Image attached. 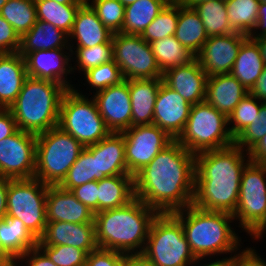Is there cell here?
<instances>
[{
	"mask_svg": "<svg viewBox=\"0 0 266 266\" xmlns=\"http://www.w3.org/2000/svg\"><path fill=\"white\" fill-rule=\"evenodd\" d=\"M266 233V218L264 219V221L248 236H250V238L253 239V241L255 240H261L263 238V234L265 236Z\"/></svg>",
	"mask_w": 266,
	"mask_h": 266,
	"instance_id": "94428289",
	"label": "cell"
},
{
	"mask_svg": "<svg viewBox=\"0 0 266 266\" xmlns=\"http://www.w3.org/2000/svg\"><path fill=\"white\" fill-rule=\"evenodd\" d=\"M92 97L106 127L111 132L121 133L132 126V105L128 80L100 90Z\"/></svg>",
	"mask_w": 266,
	"mask_h": 266,
	"instance_id": "2e32d148",
	"label": "cell"
},
{
	"mask_svg": "<svg viewBox=\"0 0 266 266\" xmlns=\"http://www.w3.org/2000/svg\"><path fill=\"white\" fill-rule=\"evenodd\" d=\"M121 133L125 141L127 169L133 176L174 140L154 124L131 126Z\"/></svg>",
	"mask_w": 266,
	"mask_h": 266,
	"instance_id": "5bb4252c",
	"label": "cell"
},
{
	"mask_svg": "<svg viewBox=\"0 0 266 266\" xmlns=\"http://www.w3.org/2000/svg\"><path fill=\"white\" fill-rule=\"evenodd\" d=\"M37 20L48 22L68 35L71 33L76 14L82 5L59 4L53 0H34Z\"/></svg>",
	"mask_w": 266,
	"mask_h": 266,
	"instance_id": "836d02e7",
	"label": "cell"
},
{
	"mask_svg": "<svg viewBox=\"0 0 266 266\" xmlns=\"http://www.w3.org/2000/svg\"><path fill=\"white\" fill-rule=\"evenodd\" d=\"M167 4H183L184 0H164Z\"/></svg>",
	"mask_w": 266,
	"mask_h": 266,
	"instance_id": "03108f58",
	"label": "cell"
},
{
	"mask_svg": "<svg viewBox=\"0 0 266 266\" xmlns=\"http://www.w3.org/2000/svg\"><path fill=\"white\" fill-rule=\"evenodd\" d=\"M85 147L59 126L36 135L34 178L59 185Z\"/></svg>",
	"mask_w": 266,
	"mask_h": 266,
	"instance_id": "8992f818",
	"label": "cell"
},
{
	"mask_svg": "<svg viewBox=\"0 0 266 266\" xmlns=\"http://www.w3.org/2000/svg\"><path fill=\"white\" fill-rule=\"evenodd\" d=\"M2 16L21 37L37 22L34 0H8L0 10Z\"/></svg>",
	"mask_w": 266,
	"mask_h": 266,
	"instance_id": "8d00e7d4",
	"label": "cell"
},
{
	"mask_svg": "<svg viewBox=\"0 0 266 266\" xmlns=\"http://www.w3.org/2000/svg\"><path fill=\"white\" fill-rule=\"evenodd\" d=\"M162 82V78L128 80L132 126L153 124L155 100Z\"/></svg>",
	"mask_w": 266,
	"mask_h": 266,
	"instance_id": "484cf974",
	"label": "cell"
},
{
	"mask_svg": "<svg viewBox=\"0 0 266 266\" xmlns=\"http://www.w3.org/2000/svg\"><path fill=\"white\" fill-rule=\"evenodd\" d=\"M48 185L36 178L8 179L7 217L21 220L39 239L47 224L46 195Z\"/></svg>",
	"mask_w": 266,
	"mask_h": 266,
	"instance_id": "30bf717a",
	"label": "cell"
},
{
	"mask_svg": "<svg viewBox=\"0 0 266 266\" xmlns=\"http://www.w3.org/2000/svg\"><path fill=\"white\" fill-rule=\"evenodd\" d=\"M143 253L155 266H191L197 260L172 213H158L153 219Z\"/></svg>",
	"mask_w": 266,
	"mask_h": 266,
	"instance_id": "ba28073f",
	"label": "cell"
},
{
	"mask_svg": "<svg viewBox=\"0 0 266 266\" xmlns=\"http://www.w3.org/2000/svg\"><path fill=\"white\" fill-rule=\"evenodd\" d=\"M57 266H84L87 253L68 245H37Z\"/></svg>",
	"mask_w": 266,
	"mask_h": 266,
	"instance_id": "ee69618b",
	"label": "cell"
},
{
	"mask_svg": "<svg viewBox=\"0 0 266 266\" xmlns=\"http://www.w3.org/2000/svg\"><path fill=\"white\" fill-rule=\"evenodd\" d=\"M135 1H137V0H119V2H120L121 4H123L124 6L131 5V4L134 3Z\"/></svg>",
	"mask_w": 266,
	"mask_h": 266,
	"instance_id": "003e7915",
	"label": "cell"
},
{
	"mask_svg": "<svg viewBox=\"0 0 266 266\" xmlns=\"http://www.w3.org/2000/svg\"><path fill=\"white\" fill-rule=\"evenodd\" d=\"M206 29L207 36H218L234 33L228 21L225 1L209 0L194 7Z\"/></svg>",
	"mask_w": 266,
	"mask_h": 266,
	"instance_id": "e575fe53",
	"label": "cell"
},
{
	"mask_svg": "<svg viewBox=\"0 0 266 266\" xmlns=\"http://www.w3.org/2000/svg\"><path fill=\"white\" fill-rule=\"evenodd\" d=\"M196 155L173 140L134 175L135 197L158 213L193 204Z\"/></svg>",
	"mask_w": 266,
	"mask_h": 266,
	"instance_id": "6da1fadb",
	"label": "cell"
},
{
	"mask_svg": "<svg viewBox=\"0 0 266 266\" xmlns=\"http://www.w3.org/2000/svg\"><path fill=\"white\" fill-rule=\"evenodd\" d=\"M179 17V4H167L157 17L146 27L141 37L149 44L174 36Z\"/></svg>",
	"mask_w": 266,
	"mask_h": 266,
	"instance_id": "f35d334b",
	"label": "cell"
},
{
	"mask_svg": "<svg viewBox=\"0 0 266 266\" xmlns=\"http://www.w3.org/2000/svg\"><path fill=\"white\" fill-rule=\"evenodd\" d=\"M172 214L181 222L196 258H216L224 254H239L244 250L241 249V236L230 224L235 223L232 214L201 210L193 204Z\"/></svg>",
	"mask_w": 266,
	"mask_h": 266,
	"instance_id": "277c9868",
	"label": "cell"
},
{
	"mask_svg": "<svg viewBox=\"0 0 266 266\" xmlns=\"http://www.w3.org/2000/svg\"><path fill=\"white\" fill-rule=\"evenodd\" d=\"M176 140L194 155L234 144L228 117L206 101L191 106L188 121Z\"/></svg>",
	"mask_w": 266,
	"mask_h": 266,
	"instance_id": "52a82bcc",
	"label": "cell"
},
{
	"mask_svg": "<svg viewBox=\"0 0 266 266\" xmlns=\"http://www.w3.org/2000/svg\"><path fill=\"white\" fill-rule=\"evenodd\" d=\"M8 0H0V10Z\"/></svg>",
	"mask_w": 266,
	"mask_h": 266,
	"instance_id": "89a4df30",
	"label": "cell"
},
{
	"mask_svg": "<svg viewBox=\"0 0 266 266\" xmlns=\"http://www.w3.org/2000/svg\"><path fill=\"white\" fill-rule=\"evenodd\" d=\"M125 266H155L144 253L125 254Z\"/></svg>",
	"mask_w": 266,
	"mask_h": 266,
	"instance_id": "6f0895ef",
	"label": "cell"
},
{
	"mask_svg": "<svg viewBox=\"0 0 266 266\" xmlns=\"http://www.w3.org/2000/svg\"><path fill=\"white\" fill-rule=\"evenodd\" d=\"M134 198L133 175L109 176L98 180V212L122 207Z\"/></svg>",
	"mask_w": 266,
	"mask_h": 266,
	"instance_id": "83f0119b",
	"label": "cell"
},
{
	"mask_svg": "<svg viewBox=\"0 0 266 266\" xmlns=\"http://www.w3.org/2000/svg\"><path fill=\"white\" fill-rule=\"evenodd\" d=\"M266 135V102H261L257 118L249 124L235 139L234 144L249 151Z\"/></svg>",
	"mask_w": 266,
	"mask_h": 266,
	"instance_id": "f6af8a7d",
	"label": "cell"
},
{
	"mask_svg": "<svg viewBox=\"0 0 266 266\" xmlns=\"http://www.w3.org/2000/svg\"><path fill=\"white\" fill-rule=\"evenodd\" d=\"M97 13L103 25L113 34L120 33L124 22L125 6L119 0H86Z\"/></svg>",
	"mask_w": 266,
	"mask_h": 266,
	"instance_id": "7bdbcfd3",
	"label": "cell"
},
{
	"mask_svg": "<svg viewBox=\"0 0 266 266\" xmlns=\"http://www.w3.org/2000/svg\"><path fill=\"white\" fill-rule=\"evenodd\" d=\"M85 148L96 158L97 181L109 176L131 175L126 165L122 133L111 132L98 143Z\"/></svg>",
	"mask_w": 266,
	"mask_h": 266,
	"instance_id": "7402d4cb",
	"label": "cell"
},
{
	"mask_svg": "<svg viewBox=\"0 0 266 266\" xmlns=\"http://www.w3.org/2000/svg\"><path fill=\"white\" fill-rule=\"evenodd\" d=\"M261 256L253 247H245L238 254V260L235 266H266V261Z\"/></svg>",
	"mask_w": 266,
	"mask_h": 266,
	"instance_id": "816d5d0a",
	"label": "cell"
},
{
	"mask_svg": "<svg viewBox=\"0 0 266 266\" xmlns=\"http://www.w3.org/2000/svg\"><path fill=\"white\" fill-rule=\"evenodd\" d=\"M18 130L9 108H0V140L13 135Z\"/></svg>",
	"mask_w": 266,
	"mask_h": 266,
	"instance_id": "f907efd6",
	"label": "cell"
},
{
	"mask_svg": "<svg viewBox=\"0 0 266 266\" xmlns=\"http://www.w3.org/2000/svg\"><path fill=\"white\" fill-rule=\"evenodd\" d=\"M25 264L26 266H57L38 246L29 249L17 261V266H24Z\"/></svg>",
	"mask_w": 266,
	"mask_h": 266,
	"instance_id": "681fc988",
	"label": "cell"
},
{
	"mask_svg": "<svg viewBox=\"0 0 266 266\" xmlns=\"http://www.w3.org/2000/svg\"><path fill=\"white\" fill-rule=\"evenodd\" d=\"M78 88L68 89L61 101L58 126L84 147L94 145L111 131L98 112L95 100Z\"/></svg>",
	"mask_w": 266,
	"mask_h": 266,
	"instance_id": "9c48e42d",
	"label": "cell"
},
{
	"mask_svg": "<svg viewBox=\"0 0 266 266\" xmlns=\"http://www.w3.org/2000/svg\"><path fill=\"white\" fill-rule=\"evenodd\" d=\"M259 0H225L228 21L235 32L249 36L258 20Z\"/></svg>",
	"mask_w": 266,
	"mask_h": 266,
	"instance_id": "d590c367",
	"label": "cell"
},
{
	"mask_svg": "<svg viewBox=\"0 0 266 266\" xmlns=\"http://www.w3.org/2000/svg\"><path fill=\"white\" fill-rule=\"evenodd\" d=\"M261 101L250 93L246 95L228 116V127L235 139L249 124L257 118ZM232 125V126H231Z\"/></svg>",
	"mask_w": 266,
	"mask_h": 266,
	"instance_id": "60d3db41",
	"label": "cell"
},
{
	"mask_svg": "<svg viewBox=\"0 0 266 266\" xmlns=\"http://www.w3.org/2000/svg\"><path fill=\"white\" fill-rule=\"evenodd\" d=\"M150 44L162 73L170 68L189 64L196 59V55L179 43L175 36H168Z\"/></svg>",
	"mask_w": 266,
	"mask_h": 266,
	"instance_id": "d6a6232c",
	"label": "cell"
},
{
	"mask_svg": "<svg viewBox=\"0 0 266 266\" xmlns=\"http://www.w3.org/2000/svg\"><path fill=\"white\" fill-rule=\"evenodd\" d=\"M17 261L0 240V266H17Z\"/></svg>",
	"mask_w": 266,
	"mask_h": 266,
	"instance_id": "91938a15",
	"label": "cell"
},
{
	"mask_svg": "<svg viewBox=\"0 0 266 266\" xmlns=\"http://www.w3.org/2000/svg\"><path fill=\"white\" fill-rule=\"evenodd\" d=\"M179 43L195 55L208 39L206 29L194 8L179 4V17L174 35Z\"/></svg>",
	"mask_w": 266,
	"mask_h": 266,
	"instance_id": "f546056e",
	"label": "cell"
},
{
	"mask_svg": "<svg viewBox=\"0 0 266 266\" xmlns=\"http://www.w3.org/2000/svg\"><path fill=\"white\" fill-rule=\"evenodd\" d=\"M90 181H97L96 158L85 148L59 186L71 191L73 188Z\"/></svg>",
	"mask_w": 266,
	"mask_h": 266,
	"instance_id": "74e56055",
	"label": "cell"
},
{
	"mask_svg": "<svg viewBox=\"0 0 266 266\" xmlns=\"http://www.w3.org/2000/svg\"><path fill=\"white\" fill-rule=\"evenodd\" d=\"M83 75L89 90L90 86L91 90H93L91 93H96L109 86L117 85L125 80L119 66L114 62V60L89 69Z\"/></svg>",
	"mask_w": 266,
	"mask_h": 266,
	"instance_id": "b9f144b4",
	"label": "cell"
},
{
	"mask_svg": "<svg viewBox=\"0 0 266 266\" xmlns=\"http://www.w3.org/2000/svg\"><path fill=\"white\" fill-rule=\"evenodd\" d=\"M71 49L39 50L28 53L24 59L27 76L60 83L68 89H74L72 81ZM69 75V77H68Z\"/></svg>",
	"mask_w": 266,
	"mask_h": 266,
	"instance_id": "e0dca14e",
	"label": "cell"
},
{
	"mask_svg": "<svg viewBox=\"0 0 266 266\" xmlns=\"http://www.w3.org/2000/svg\"><path fill=\"white\" fill-rule=\"evenodd\" d=\"M8 179L0 177V219L7 216Z\"/></svg>",
	"mask_w": 266,
	"mask_h": 266,
	"instance_id": "680465c9",
	"label": "cell"
},
{
	"mask_svg": "<svg viewBox=\"0 0 266 266\" xmlns=\"http://www.w3.org/2000/svg\"><path fill=\"white\" fill-rule=\"evenodd\" d=\"M249 93L259 101L266 102V66Z\"/></svg>",
	"mask_w": 266,
	"mask_h": 266,
	"instance_id": "9f6ffc18",
	"label": "cell"
},
{
	"mask_svg": "<svg viewBox=\"0 0 266 266\" xmlns=\"http://www.w3.org/2000/svg\"><path fill=\"white\" fill-rule=\"evenodd\" d=\"M250 161L266 164V135L249 151Z\"/></svg>",
	"mask_w": 266,
	"mask_h": 266,
	"instance_id": "11a10c76",
	"label": "cell"
},
{
	"mask_svg": "<svg viewBox=\"0 0 266 266\" xmlns=\"http://www.w3.org/2000/svg\"><path fill=\"white\" fill-rule=\"evenodd\" d=\"M47 222L94 223V212L75 195L59 185H48L46 195Z\"/></svg>",
	"mask_w": 266,
	"mask_h": 266,
	"instance_id": "44dd1931",
	"label": "cell"
},
{
	"mask_svg": "<svg viewBox=\"0 0 266 266\" xmlns=\"http://www.w3.org/2000/svg\"><path fill=\"white\" fill-rule=\"evenodd\" d=\"M233 217L247 235L266 218V164L249 161L245 166Z\"/></svg>",
	"mask_w": 266,
	"mask_h": 266,
	"instance_id": "8fae6325",
	"label": "cell"
},
{
	"mask_svg": "<svg viewBox=\"0 0 266 266\" xmlns=\"http://www.w3.org/2000/svg\"><path fill=\"white\" fill-rule=\"evenodd\" d=\"M123 256L124 253L98 247L87 254L84 266H117Z\"/></svg>",
	"mask_w": 266,
	"mask_h": 266,
	"instance_id": "bcb514c9",
	"label": "cell"
},
{
	"mask_svg": "<svg viewBox=\"0 0 266 266\" xmlns=\"http://www.w3.org/2000/svg\"><path fill=\"white\" fill-rule=\"evenodd\" d=\"M191 106L178 92L162 82L155 100L153 124L176 140L188 121Z\"/></svg>",
	"mask_w": 266,
	"mask_h": 266,
	"instance_id": "ac0fdd59",
	"label": "cell"
},
{
	"mask_svg": "<svg viewBox=\"0 0 266 266\" xmlns=\"http://www.w3.org/2000/svg\"><path fill=\"white\" fill-rule=\"evenodd\" d=\"M0 240L17 260L38 245V239L15 217L0 219Z\"/></svg>",
	"mask_w": 266,
	"mask_h": 266,
	"instance_id": "4dcf8cb0",
	"label": "cell"
},
{
	"mask_svg": "<svg viewBox=\"0 0 266 266\" xmlns=\"http://www.w3.org/2000/svg\"><path fill=\"white\" fill-rule=\"evenodd\" d=\"M70 49L72 62H75V65L72 66L73 75L76 71L84 74L89 69L113 60V44H100L91 48Z\"/></svg>",
	"mask_w": 266,
	"mask_h": 266,
	"instance_id": "ab89813d",
	"label": "cell"
},
{
	"mask_svg": "<svg viewBox=\"0 0 266 266\" xmlns=\"http://www.w3.org/2000/svg\"><path fill=\"white\" fill-rule=\"evenodd\" d=\"M209 0H184L183 6L189 7V8H194L196 5H199L200 3L207 2ZM225 1V0H222Z\"/></svg>",
	"mask_w": 266,
	"mask_h": 266,
	"instance_id": "e7e4bbea",
	"label": "cell"
},
{
	"mask_svg": "<svg viewBox=\"0 0 266 266\" xmlns=\"http://www.w3.org/2000/svg\"><path fill=\"white\" fill-rule=\"evenodd\" d=\"M158 212L138 198L127 205L94 214L99 248L124 254L143 253L149 229Z\"/></svg>",
	"mask_w": 266,
	"mask_h": 266,
	"instance_id": "3957f363",
	"label": "cell"
},
{
	"mask_svg": "<svg viewBox=\"0 0 266 266\" xmlns=\"http://www.w3.org/2000/svg\"><path fill=\"white\" fill-rule=\"evenodd\" d=\"M27 77L24 57L18 52L0 54V108H10Z\"/></svg>",
	"mask_w": 266,
	"mask_h": 266,
	"instance_id": "d4e9b609",
	"label": "cell"
},
{
	"mask_svg": "<svg viewBox=\"0 0 266 266\" xmlns=\"http://www.w3.org/2000/svg\"><path fill=\"white\" fill-rule=\"evenodd\" d=\"M248 94L231 73L207 77L205 101L227 117Z\"/></svg>",
	"mask_w": 266,
	"mask_h": 266,
	"instance_id": "cb8c5ba5",
	"label": "cell"
},
{
	"mask_svg": "<svg viewBox=\"0 0 266 266\" xmlns=\"http://www.w3.org/2000/svg\"><path fill=\"white\" fill-rule=\"evenodd\" d=\"M212 258L213 257H210V259H207V257L197 258V260L191 266H235L238 260V254H231L230 256L227 255L226 257L222 256L221 259L217 257L215 260L213 258V261ZM203 259H207L209 262L207 263V261H204Z\"/></svg>",
	"mask_w": 266,
	"mask_h": 266,
	"instance_id": "f5cc1de1",
	"label": "cell"
},
{
	"mask_svg": "<svg viewBox=\"0 0 266 266\" xmlns=\"http://www.w3.org/2000/svg\"><path fill=\"white\" fill-rule=\"evenodd\" d=\"M36 134L17 130L0 140V177L32 179L35 174Z\"/></svg>",
	"mask_w": 266,
	"mask_h": 266,
	"instance_id": "4fadbf2b",
	"label": "cell"
},
{
	"mask_svg": "<svg viewBox=\"0 0 266 266\" xmlns=\"http://www.w3.org/2000/svg\"><path fill=\"white\" fill-rule=\"evenodd\" d=\"M207 77L195 59L189 64L166 70L162 75V80L165 85L194 105L205 101Z\"/></svg>",
	"mask_w": 266,
	"mask_h": 266,
	"instance_id": "ffe728a7",
	"label": "cell"
},
{
	"mask_svg": "<svg viewBox=\"0 0 266 266\" xmlns=\"http://www.w3.org/2000/svg\"><path fill=\"white\" fill-rule=\"evenodd\" d=\"M249 161L248 152L235 144L197 154L193 205L201 210L233 215L241 176Z\"/></svg>",
	"mask_w": 266,
	"mask_h": 266,
	"instance_id": "7a4b0ae2",
	"label": "cell"
},
{
	"mask_svg": "<svg viewBox=\"0 0 266 266\" xmlns=\"http://www.w3.org/2000/svg\"><path fill=\"white\" fill-rule=\"evenodd\" d=\"M166 5L164 0H137L125 6L121 33L141 35Z\"/></svg>",
	"mask_w": 266,
	"mask_h": 266,
	"instance_id": "1f68e13d",
	"label": "cell"
},
{
	"mask_svg": "<svg viewBox=\"0 0 266 266\" xmlns=\"http://www.w3.org/2000/svg\"><path fill=\"white\" fill-rule=\"evenodd\" d=\"M94 214L98 213V181H90L71 190Z\"/></svg>",
	"mask_w": 266,
	"mask_h": 266,
	"instance_id": "c3c4849f",
	"label": "cell"
},
{
	"mask_svg": "<svg viewBox=\"0 0 266 266\" xmlns=\"http://www.w3.org/2000/svg\"><path fill=\"white\" fill-rule=\"evenodd\" d=\"M112 44L113 60L125 80L162 78L151 44L141 35L115 33Z\"/></svg>",
	"mask_w": 266,
	"mask_h": 266,
	"instance_id": "7c38bea8",
	"label": "cell"
},
{
	"mask_svg": "<svg viewBox=\"0 0 266 266\" xmlns=\"http://www.w3.org/2000/svg\"><path fill=\"white\" fill-rule=\"evenodd\" d=\"M260 3H265L266 4V0H259Z\"/></svg>",
	"mask_w": 266,
	"mask_h": 266,
	"instance_id": "2644e50d",
	"label": "cell"
},
{
	"mask_svg": "<svg viewBox=\"0 0 266 266\" xmlns=\"http://www.w3.org/2000/svg\"><path fill=\"white\" fill-rule=\"evenodd\" d=\"M264 35H266V4L259 3L257 24L248 37L253 40Z\"/></svg>",
	"mask_w": 266,
	"mask_h": 266,
	"instance_id": "db71d44e",
	"label": "cell"
},
{
	"mask_svg": "<svg viewBox=\"0 0 266 266\" xmlns=\"http://www.w3.org/2000/svg\"><path fill=\"white\" fill-rule=\"evenodd\" d=\"M59 4H66V5H83L86 0H53Z\"/></svg>",
	"mask_w": 266,
	"mask_h": 266,
	"instance_id": "be15d7a7",
	"label": "cell"
},
{
	"mask_svg": "<svg viewBox=\"0 0 266 266\" xmlns=\"http://www.w3.org/2000/svg\"><path fill=\"white\" fill-rule=\"evenodd\" d=\"M257 45L259 46L260 52H261V57L265 63L266 66V35L257 37L253 39Z\"/></svg>",
	"mask_w": 266,
	"mask_h": 266,
	"instance_id": "6125c7cd",
	"label": "cell"
},
{
	"mask_svg": "<svg viewBox=\"0 0 266 266\" xmlns=\"http://www.w3.org/2000/svg\"><path fill=\"white\" fill-rule=\"evenodd\" d=\"M20 36L15 29L0 16V54L18 52Z\"/></svg>",
	"mask_w": 266,
	"mask_h": 266,
	"instance_id": "7dc6e473",
	"label": "cell"
},
{
	"mask_svg": "<svg viewBox=\"0 0 266 266\" xmlns=\"http://www.w3.org/2000/svg\"><path fill=\"white\" fill-rule=\"evenodd\" d=\"M248 38L239 32L208 37L196 54V60L208 77L230 74L241 45Z\"/></svg>",
	"mask_w": 266,
	"mask_h": 266,
	"instance_id": "9a60e30c",
	"label": "cell"
},
{
	"mask_svg": "<svg viewBox=\"0 0 266 266\" xmlns=\"http://www.w3.org/2000/svg\"><path fill=\"white\" fill-rule=\"evenodd\" d=\"M70 49L69 35L48 22L37 20L33 27L20 37L18 53L25 57L39 50Z\"/></svg>",
	"mask_w": 266,
	"mask_h": 266,
	"instance_id": "4316f807",
	"label": "cell"
},
{
	"mask_svg": "<svg viewBox=\"0 0 266 266\" xmlns=\"http://www.w3.org/2000/svg\"><path fill=\"white\" fill-rule=\"evenodd\" d=\"M264 67L259 46L248 38L241 45L231 74L250 92Z\"/></svg>",
	"mask_w": 266,
	"mask_h": 266,
	"instance_id": "f1b7e54d",
	"label": "cell"
},
{
	"mask_svg": "<svg viewBox=\"0 0 266 266\" xmlns=\"http://www.w3.org/2000/svg\"><path fill=\"white\" fill-rule=\"evenodd\" d=\"M117 266H125V254L123 256L122 261Z\"/></svg>",
	"mask_w": 266,
	"mask_h": 266,
	"instance_id": "a7ac6f4b",
	"label": "cell"
},
{
	"mask_svg": "<svg viewBox=\"0 0 266 266\" xmlns=\"http://www.w3.org/2000/svg\"><path fill=\"white\" fill-rule=\"evenodd\" d=\"M38 245H68L87 254L98 248L94 223L47 222Z\"/></svg>",
	"mask_w": 266,
	"mask_h": 266,
	"instance_id": "d6986e66",
	"label": "cell"
},
{
	"mask_svg": "<svg viewBox=\"0 0 266 266\" xmlns=\"http://www.w3.org/2000/svg\"><path fill=\"white\" fill-rule=\"evenodd\" d=\"M67 90L60 83L27 77L9 108L18 129L37 135L57 127L61 101Z\"/></svg>",
	"mask_w": 266,
	"mask_h": 266,
	"instance_id": "5b68a950",
	"label": "cell"
},
{
	"mask_svg": "<svg viewBox=\"0 0 266 266\" xmlns=\"http://www.w3.org/2000/svg\"><path fill=\"white\" fill-rule=\"evenodd\" d=\"M112 36L113 33L103 25L97 13L85 2L76 14L69 34V47L91 48L100 44H112Z\"/></svg>",
	"mask_w": 266,
	"mask_h": 266,
	"instance_id": "603a6c76",
	"label": "cell"
}]
</instances>
